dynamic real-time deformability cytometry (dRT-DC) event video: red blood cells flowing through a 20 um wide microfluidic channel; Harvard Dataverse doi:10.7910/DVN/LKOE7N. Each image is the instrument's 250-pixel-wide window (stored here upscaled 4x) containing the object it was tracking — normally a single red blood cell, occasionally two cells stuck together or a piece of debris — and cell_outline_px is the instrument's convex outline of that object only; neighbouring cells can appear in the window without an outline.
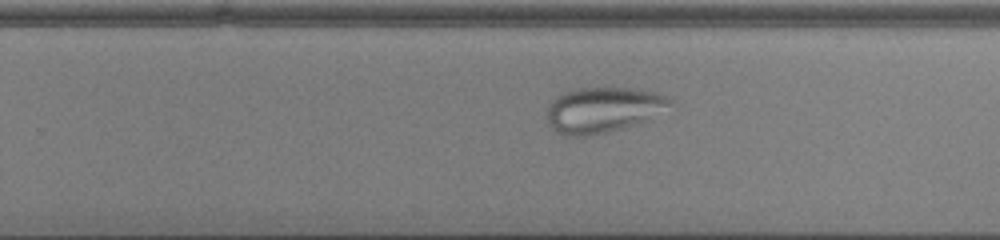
{"species": "common noctule bat (a hibernating species)", "species_latin": "Nyctalus noctula", "temperature_condition": "cold", "stored_images_in_passage": 38, "camera_frame_rate_fps": 3000, "um_per_image_px": 0.085, "animal": {"sex": "male", "body_mass_g": 13.0, "forearm_length_mm": 53.1}, "frame": {"image": 1, "passage_image": 20, "time_ms": 6.333, "image_size_px": [1000, 240], "cell_outline_px": [[676, 104], [636, 124], [624, 128], [608, 132], [584, 136], [564, 136], [556, 132], [548, 124], [548, 104], [556, 96], [564, 92], [580, 88], [632, 88], [656, 92], [672, 100]], "centroid_in_image_um": [51.25, 9.34], "position_along_channel_um": 278.6, "area_um2": 32.6}}